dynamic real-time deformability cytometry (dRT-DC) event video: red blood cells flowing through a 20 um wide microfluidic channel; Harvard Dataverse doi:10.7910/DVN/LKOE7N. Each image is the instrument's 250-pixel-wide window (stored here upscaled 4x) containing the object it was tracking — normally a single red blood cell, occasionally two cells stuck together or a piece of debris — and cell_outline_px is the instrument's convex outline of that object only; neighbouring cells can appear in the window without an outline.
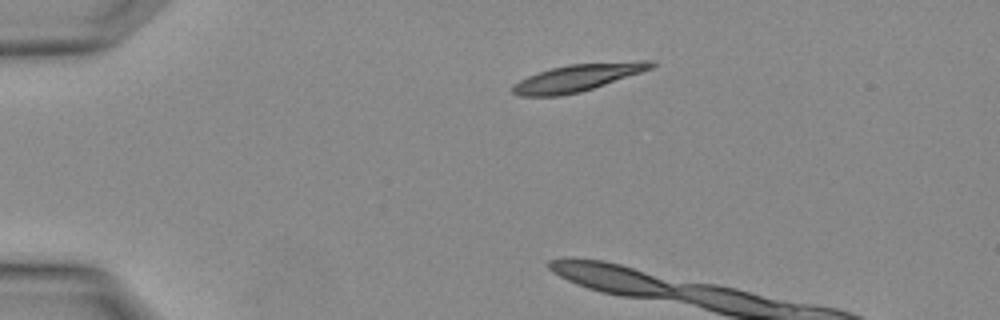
{"species": "Egyptian fruit bat (a non-hibernating species)", "species_latin": "Rousettus aegyptiacus", "temperature_condition": "warm", "stored_images_in_passage": 3, "camera_frame_rate_fps": 3000, "um_per_image_px": 0.085, "animal": {"sex": "female"}, "frame": {"image": 1, "passage_image": 1, "time_ms": 0.0, "image_size_px": [1000, 320], "cell_outline_px": [[656, 64], [652, 68], [580, 92], [560, 96], [520, 96], [512, 92], [512, 88], [520, 80], [528, 76], [552, 68], [568, 64], [640, 60], [652, 60]], "centroid_in_image_um": [49.11, 6.59], "position_along_channel_um": 35.9, "area_um2": 21.56}}